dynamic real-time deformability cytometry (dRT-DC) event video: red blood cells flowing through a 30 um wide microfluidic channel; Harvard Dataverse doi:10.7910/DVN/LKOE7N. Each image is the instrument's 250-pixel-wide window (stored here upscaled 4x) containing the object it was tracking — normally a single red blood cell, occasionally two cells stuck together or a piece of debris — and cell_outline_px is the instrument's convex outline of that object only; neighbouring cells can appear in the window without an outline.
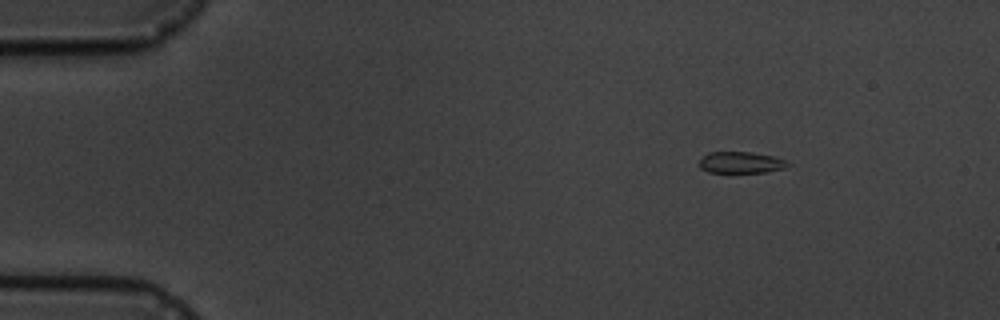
{"species": "common noctule bat (a hibernating species)", "species_latin": "Nyctalus noctula", "temperature_condition": "cold", "stored_images_in_passage": 9, "camera_frame_rate_fps": 3000, "um_per_image_px": 0.085, "animal": {"sex": "male", "body_mass_g": 19.5, "forearm_length_mm": 54.6}, "frame": {"image": 1, "passage_image": 1, "time_ms": 0.0, "image_size_px": [1000, 320], "cell_outline_px": [[792, 164], [784, 168], [764, 172], [708, 172], [700, 168], [700, 160], [708, 152], [752, 152], [772, 156], [788, 160]], "centroid_in_image_um": [63.02, 13.8], "position_along_channel_um": 22.0, "area_um2": 11.04}}
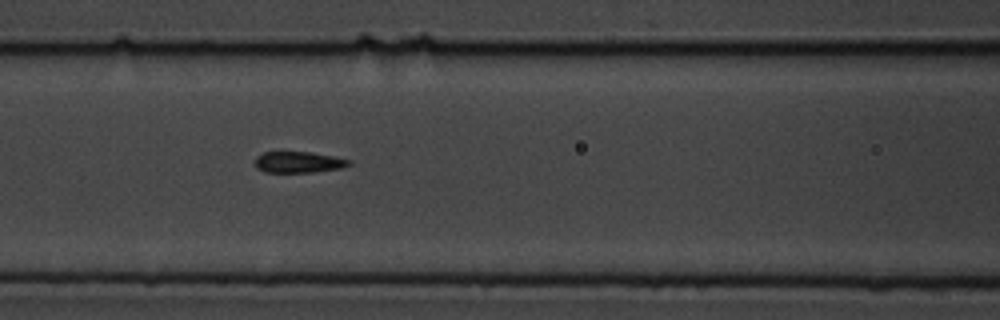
{"frame": {"image": 2, "passage_image": 6, "time_ms": 5.667, "image_size_px": [1000, 320], "cell_outline_px": [[352, 164], [340, 168], [312, 172], [264, 172], [256, 168], [256, 156], [264, 152], [280, 148], [308, 152], [332, 156], [352, 160]], "centroid_in_image_um": [25.31, 13.73], "position_along_channel_um": 141.3, "area_um2": 12.14}}
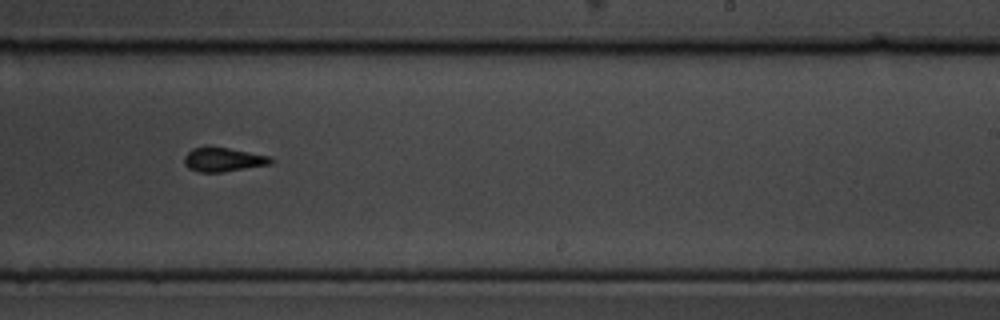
{"frame": {"image": 3, "passage_image": 9, "time_ms": 9.333, "image_size_px": [1000, 320], "cell_outline_px": [[276, 160], [272, 164], [220, 172], [200, 172], [188, 168], [184, 164], [184, 156], [192, 148], [204, 144], [208, 144], [272, 156]], "centroid_in_image_um": [18.98, 13.52], "position_along_channel_um": 270.0, "area_um2": 12.66}}